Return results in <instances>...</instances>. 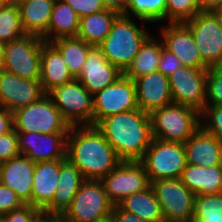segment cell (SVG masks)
I'll use <instances>...</instances> for the list:
<instances>
[{
    "label": "cell",
    "instance_id": "cell-1",
    "mask_svg": "<svg viewBox=\"0 0 222 222\" xmlns=\"http://www.w3.org/2000/svg\"><path fill=\"white\" fill-rule=\"evenodd\" d=\"M66 158L85 180H101L122 161L96 126H71Z\"/></svg>",
    "mask_w": 222,
    "mask_h": 222
},
{
    "label": "cell",
    "instance_id": "cell-2",
    "mask_svg": "<svg viewBox=\"0 0 222 222\" xmlns=\"http://www.w3.org/2000/svg\"><path fill=\"white\" fill-rule=\"evenodd\" d=\"M96 127L122 161H140L153 139L150 114L139 108L108 116Z\"/></svg>",
    "mask_w": 222,
    "mask_h": 222
},
{
    "label": "cell",
    "instance_id": "cell-3",
    "mask_svg": "<svg viewBox=\"0 0 222 222\" xmlns=\"http://www.w3.org/2000/svg\"><path fill=\"white\" fill-rule=\"evenodd\" d=\"M135 20L120 14L113 22L109 34L98 45L106 59L123 73L151 35L145 29V21L139 27Z\"/></svg>",
    "mask_w": 222,
    "mask_h": 222
},
{
    "label": "cell",
    "instance_id": "cell-4",
    "mask_svg": "<svg viewBox=\"0 0 222 222\" xmlns=\"http://www.w3.org/2000/svg\"><path fill=\"white\" fill-rule=\"evenodd\" d=\"M152 137L185 143L201 126L200 113L190 107L171 103L151 114Z\"/></svg>",
    "mask_w": 222,
    "mask_h": 222
},
{
    "label": "cell",
    "instance_id": "cell-5",
    "mask_svg": "<svg viewBox=\"0 0 222 222\" xmlns=\"http://www.w3.org/2000/svg\"><path fill=\"white\" fill-rule=\"evenodd\" d=\"M13 116L16 132L69 133L71 128L47 94L14 111Z\"/></svg>",
    "mask_w": 222,
    "mask_h": 222
},
{
    "label": "cell",
    "instance_id": "cell-6",
    "mask_svg": "<svg viewBox=\"0 0 222 222\" xmlns=\"http://www.w3.org/2000/svg\"><path fill=\"white\" fill-rule=\"evenodd\" d=\"M47 95L70 126H93V95L79 80L57 86Z\"/></svg>",
    "mask_w": 222,
    "mask_h": 222
},
{
    "label": "cell",
    "instance_id": "cell-7",
    "mask_svg": "<svg viewBox=\"0 0 222 222\" xmlns=\"http://www.w3.org/2000/svg\"><path fill=\"white\" fill-rule=\"evenodd\" d=\"M140 161L150 182L159 179L180 178L187 165L184 143L153 138Z\"/></svg>",
    "mask_w": 222,
    "mask_h": 222
},
{
    "label": "cell",
    "instance_id": "cell-8",
    "mask_svg": "<svg viewBox=\"0 0 222 222\" xmlns=\"http://www.w3.org/2000/svg\"><path fill=\"white\" fill-rule=\"evenodd\" d=\"M165 222H193L195 194L180 178L159 179L151 182Z\"/></svg>",
    "mask_w": 222,
    "mask_h": 222
},
{
    "label": "cell",
    "instance_id": "cell-9",
    "mask_svg": "<svg viewBox=\"0 0 222 222\" xmlns=\"http://www.w3.org/2000/svg\"><path fill=\"white\" fill-rule=\"evenodd\" d=\"M110 202L101 180H85L63 214L68 222H95L111 215Z\"/></svg>",
    "mask_w": 222,
    "mask_h": 222
},
{
    "label": "cell",
    "instance_id": "cell-10",
    "mask_svg": "<svg viewBox=\"0 0 222 222\" xmlns=\"http://www.w3.org/2000/svg\"><path fill=\"white\" fill-rule=\"evenodd\" d=\"M45 41L34 35L5 44L3 69L21 78L40 80L41 49Z\"/></svg>",
    "mask_w": 222,
    "mask_h": 222
},
{
    "label": "cell",
    "instance_id": "cell-11",
    "mask_svg": "<svg viewBox=\"0 0 222 222\" xmlns=\"http://www.w3.org/2000/svg\"><path fill=\"white\" fill-rule=\"evenodd\" d=\"M113 206L126 197L142 192L151 182L141 161H121L119 165L101 179Z\"/></svg>",
    "mask_w": 222,
    "mask_h": 222
},
{
    "label": "cell",
    "instance_id": "cell-12",
    "mask_svg": "<svg viewBox=\"0 0 222 222\" xmlns=\"http://www.w3.org/2000/svg\"><path fill=\"white\" fill-rule=\"evenodd\" d=\"M191 31L203 63L215 67L222 58V26L214 11H200L184 22Z\"/></svg>",
    "mask_w": 222,
    "mask_h": 222
},
{
    "label": "cell",
    "instance_id": "cell-13",
    "mask_svg": "<svg viewBox=\"0 0 222 222\" xmlns=\"http://www.w3.org/2000/svg\"><path fill=\"white\" fill-rule=\"evenodd\" d=\"M93 126L108 116L138 109L134 80L121 75L114 83L93 95Z\"/></svg>",
    "mask_w": 222,
    "mask_h": 222
},
{
    "label": "cell",
    "instance_id": "cell-14",
    "mask_svg": "<svg viewBox=\"0 0 222 222\" xmlns=\"http://www.w3.org/2000/svg\"><path fill=\"white\" fill-rule=\"evenodd\" d=\"M208 68L182 66L168 76L173 103L190 106L201 113L206 107Z\"/></svg>",
    "mask_w": 222,
    "mask_h": 222
},
{
    "label": "cell",
    "instance_id": "cell-15",
    "mask_svg": "<svg viewBox=\"0 0 222 222\" xmlns=\"http://www.w3.org/2000/svg\"><path fill=\"white\" fill-rule=\"evenodd\" d=\"M67 135L17 132L20 154L35 163L66 159Z\"/></svg>",
    "mask_w": 222,
    "mask_h": 222
},
{
    "label": "cell",
    "instance_id": "cell-16",
    "mask_svg": "<svg viewBox=\"0 0 222 222\" xmlns=\"http://www.w3.org/2000/svg\"><path fill=\"white\" fill-rule=\"evenodd\" d=\"M44 95L39 80L24 79L4 69L0 71V107L14 112Z\"/></svg>",
    "mask_w": 222,
    "mask_h": 222
},
{
    "label": "cell",
    "instance_id": "cell-17",
    "mask_svg": "<svg viewBox=\"0 0 222 222\" xmlns=\"http://www.w3.org/2000/svg\"><path fill=\"white\" fill-rule=\"evenodd\" d=\"M158 38L170 53L180 58L182 66L208 68L202 61L190 28L184 23H168L161 27Z\"/></svg>",
    "mask_w": 222,
    "mask_h": 222
},
{
    "label": "cell",
    "instance_id": "cell-18",
    "mask_svg": "<svg viewBox=\"0 0 222 222\" xmlns=\"http://www.w3.org/2000/svg\"><path fill=\"white\" fill-rule=\"evenodd\" d=\"M121 75L123 72L106 59L102 50L98 46H93L75 79L79 80L88 92L95 95L114 83Z\"/></svg>",
    "mask_w": 222,
    "mask_h": 222
},
{
    "label": "cell",
    "instance_id": "cell-19",
    "mask_svg": "<svg viewBox=\"0 0 222 222\" xmlns=\"http://www.w3.org/2000/svg\"><path fill=\"white\" fill-rule=\"evenodd\" d=\"M137 105L143 112L154 110L173 103L168 77L156 71L134 79Z\"/></svg>",
    "mask_w": 222,
    "mask_h": 222
},
{
    "label": "cell",
    "instance_id": "cell-20",
    "mask_svg": "<svg viewBox=\"0 0 222 222\" xmlns=\"http://www.w3.org/2000/svg\"><path fill=\"white\" fill-rule=\"evenodd\" d=\"M35 162L19 155L0 163V183L12 189L24 204L31 202Z\"/></svg>",
    "mask_w": 222,
    "mask_h": 222
},
{
    "label": "cell",
    "instance_id": "cell-21",
    "mask_svg": "<svg viewBox=\"0 0 222 222\" xmlns=\"http://www.w3.org/2000/svg\"><path fill=\"white\" fill-rule=\"evenodd\" d=\"M187 164L222 165V142L200 126L184 143Z\"/></svg>",
    "mask_w": 222,
    "mask_h": 222
},
{
    "label": "cell",
    "instance_id": "cell-22",
    "mask_svg": "<svg viewBox=\"0 0 222 222\" xmlns=\"http://www.w3.org/2000/svg\"><path fill=\"white\" fill-rule=\"evenodd\" d=\"M60 160L36 162L29 205L45 210L53 201L59 180Z\"/></svg>",
    "mask_w": 222,
    "mask_h": 222
},
{
    "label": "cell",
    "instance_id": "cell-23",
    "mask_svg": "<svg viewBox=\"0 0 222 222\" xmlns=\"http://www.w3.org/2000/svg\"><path fill=\"white\" fill-rule=\"evenodd\" d=\"M85 181L80 170L67 158L60 160V172L57 189L52 203L44 210L49 213L64 214L73 198Z\"/></svg>",
    "mask_w": 222,
    "mask_h": 222
},
{
    "label": "cell",
    "instance_id": "cell-24",
    "mask_svg": "<svg viewBox=\"0 0 222 222\" xmlns=\"http://www.w3.org/2000/svg\"><path fill=\"white\" fill-rule=\"evenodd\" d=\"M74 79L59 50L51 42H44L41 49L39 80L44 93L47 94L53 88Z\"/></svg>",
    "mask_w": 222,
    "mask_h": 222
},
{
    "label": "cell",
    "instance_id": "cell-25",
    "mask_svg": "<svg viewBox=\"0 0 222 222\" xmlns=\"http://www.w3.org/2000/svg\"><path fill=\"white\" fill-rule=\"evenodd\" d=\"M56 0H22L17 3L23 29L48 42V24Z\"/></svg>",
    "mask_w": 222,
    "mask_h": 222
},
{
    "label": "cell",
    "instance_id": "cell-26",
    "mask_svg": "<svg viewBox=\"0 0 222 222\" xmlns=\"http://www.w3.org/2000/svg\"><path fill=\"white\" fill-rule=\"evenodd\" d=\"M181 182L196 196L222 193V165L202 167L187 164Z\"/></svg>",
    "mask_w": 222,
    "mask_h": 222
},
{
    "label": "cell",
    "instance_id": "cell-27",
    "mask_svg": "<svg viewBox=\"0 0 222 222\" xmlns=\"http://www.w3.org/2000/svg\"><path fill=\"white\" fill-rule=\"evenodd\" d=\"M119 15V12L107 8L81 17L76 37L88 44L98 46L109 34L113 22Z\"/></svg>",
    "mask_w": 222,
    "mask_h": 222
},
{
    "label": "cell",
    "instance_id": "cell-28",
    "mask_svg": "<svg viewBox=\"0 0 222 222\" xmlns=\"http://www.w3.org/2000/svg\"><path fill=\"white\" fill-rule=\"evenodd\" d=\"M117 206L145 222H165L160 203L151 186L142 192L126 197Z\"/></svg>",
    "mask_w": 222,
    "mask_h": 222
},
{
    "label": "cell",
    "instance_id": "cell-29",
    "mask_svg": "<svg viewBox=\"0 0 222 222\" xmlns=\"http://www.w3.org/2000/svg\"><path fill=\"white\" fill-rule=\"evenodd\" d=\"M163 42L156 36L150 35L142 44L140 51L133 59L132 64L123 73L126 77L132 80L158 71Z\"/></svg>",
    "mask_w": 222,
    "mask_h": 222
},
{
    "label": "cell",
    "instance_id": "cell-30",
    "mask_svg": "<svg viewBox=\"0 0 222 222\" xmlns=\"http://www.w3.org/2000/svg\"><path fill=\"white\" fill-rule=\"evenodd\" d=\"M79 19L70 5L63 0H56L48 24V42L62 37H76Z\"/></svg>",
    "mask_w": 222,
    "mask_h": 222
},
{
    "label": "cell",
    "instance_id": "cell-31",
    "mask_svg": "<svg viewBox=\"0 0 222 222\" xmlns=\"http://www.w3.org/2000/svg\"><path fill=\"white\" fill-rule=\"evenodd\" d=\"M51 43L59 50L68 70L76 78L93 45L78 37H62L51 41Z\"/></svg>",
    "mask_w": 222,
    "mask_h": 222
},
{
    "label": "cell",
    "instance_id": "cell-32",
    "mask_svg": "<svg viewBox=\"0 0 222 222\" xmlns=\"http://www.w3.org/2000/svg\"><path fill=\"white\" fill-rule=\"evenodd\" d=\"M167 0H129L124 16H133L140 22L157 23L166 19Z\"/></svg>",
    "mask_w": 222,
    "mask_h": 222
},
{
    "label": "cell",
    "instance_id": "cell-33",
    "mask_svg": "<svg viewBox=\"0 0 222 222\" xmlns=\"http://www.w3.org/2000/svg\"><path fill=\"white\" fill-rule=\"evenodd\" d=\"M24 35L17 4L0 6V41L6 44Z\"/></svg>",
    "mask_w": 222,
    "mask_h": 222
},
{
    "label": "cell",
    "instance_id": "cell-34",
    "mask_svg": "<svg viewBox=\"0 0 222 222\" xmlns=\"http://www.w3.org/2000/svg\"><path fill=\"white\" fill-rule=\"evenodd\" d=\"M193 222H222V193L195 196Z\"/></svg>",
    "mask_w": 222,
    "mask_h": 222
},
{
    "label": "cell",
    "instance_id": "cell-35",
    "mask_svg": "<svg viewBox=\"0 0 222 222\" xmlns=\"http://www.w3.org/2000/svg\"><path fill=\"white\" fill-rule=\"evenodd\" d=\"M199 12L198 0H167L166 20L169 23L186 22Z\"/></svg>",
    "mask_w": 222,
    "mask_h": 222
},
{
    "label": "cell",
    "instance_id": "cell-36",
    "mask_svg": "<svg viewBox=\"0 0 222 222\" xmlns=\"http://www.w3.org/2000/svg\"><path fill=\"white\" fill-rule=\"evenodd\" d=\"M200 119L201 126L222 142V104L206 105Z\"/></svg>",
    "mask_w": 222,
    "mask_h": 222
},
{
    "label": "cell",
    "instance_id": "cell-37",
    "mask_svg": "<svg viewBox=\"0 0 222 222\" xmlns=\"http://www.w3.org/2000/svg\"><path fill=\"white\" fill-rule=\"evenodd\" d=\"M222 104V72L208 68L206 78V105Z\"/></svg>",
    "mask_w": 222,
    "mask_h": 222
},
{
    "label": "cell",
    "instance_id": "cell-38",
    "mask_svg": "<svg viewBox=\"0 0 222 222\" xmlns=\"http://www.w3.org/2000/svg\"><path fill=\"white\" fill-rule=\"evenodd\" d=\"M21 155L15 130L0 136V163Z\"/></svg>",
    "mask_w": 222,
    "mask_h": 222
},
{
    "label": "cell",
    "instance_id": "cell-39",
    "mask_svg": "<svg viewBox=\"0 0 222 222\" xmlns=\"http://www.w3.org/2000/svg\"><path fill=\"white\" fill-rule=\"evenodd\" d=\"M23 205L25 204L12 189L0 183V218Z\"/></svg>",
    "mask_w": 222,
    "mask_h": 222
},
{
    "label": "cell",
    "instance_id": "cell-40",
    "mask_svg": "<svg viewBox=\"0 0 222 222\" xmlns=\"http://www.w3.org/2000/svg\"><path fill=\"white\" fill-rule=\"evenodd\" d=\"M70 5L79 18L107 9L102 0H63Z\"/></svg>",
    "mask_w": 222,
    "mask_h": 222
},
{
    "label": "cell",
    "instance_id": "cell-41",
    "mask_svg": "<svg viewBox=\"0 0 222 222\" xmlns=\"http://www.w3.org/2000/svg\"><path fill=\"white\" fill-rule=\"evenodd\" d=\"M42 210L35 208L29 204H25L19 209L12 210L1 217L3 222H33L35 217Z\"/></svg>",
    "mask_w": 222,
    "mask_h": 222
},
{
    "label": "cell",
    "instance_id": "cell-42",
    "mask_svg": "<svg viewBox=\"0 0 222 222\" xmlns=\"http://www.w3.org/2000/svg\"><path fill=\"white\" fill-rule=\"evenodd\" d=\"M181 67L182 63L180 58L163 47L160 54L158 71L168 77Z\"/></svg>",
    "mask_w": 222,
    "mask_h": 222
},
{
    "label": "cell",
    "instance_id": "cell-43",
    "mask_svg": "<svg viewBox=\"0 0 222 222\" xmlns=\"http://www.w3.org/2000/svg\"><path fill=\"white\" fill-rule=\"evenodd\" d=\"M14 130L13 112L6 108L0 107V136Z\"/></svg>",
    "mask_w": 222,
    "mask_h": 222
},
{
    "label": "cell",
    "instance_id": "cell-44",
    "mask_svg": "<svg viewBox=\"0 0 222 222\" xmlns=\"http://www.w3.org/2000/svg\"><path fill=\"white\" fill-rule=\"evenodd\" d=\"M111 217L114 222H145L138 216L121 210L118 206H114L111 212Z\"/></svg>",
    "mask_w": 222,
    "mask_h": 222
},
{
    "label": "cell",
    "instance_id": "cell-45",
    "mask_svg": "<svg viewBox=\"0 0 222 222\" xmlns=\"http://www.w3.org/2000/svg\"><path fill=\"white\" fill-rule=\"evenodd\" d=\"M102 2L106 8L123 14L128 7L129 0H102Z\"/></svg>",
    "mask_w": 222,
    "mask_h": 222
},
{
    "label": "cell",
    "instance_id": "cell-46",
    "mask_svg": "<svg viewBox=\"0 0 222 222\" xmlns=\"http://www.w3.org/2000/svg\"><path fill=\"white\" fill-rule=\"evenodd\" d=\"M63 219L62 214L58 213H49L42 210L36 217L33 222H60Z\"/></svg>",
    "mask_w": 222,
    "mask_h": 222
},
{
    "label": "cell",
    "instance_id": "cell-47",
    "mask_svg": "<svg viewBox=\"0 0 222 222\" xmlns=\"http://www.w3.org/2000/svg\"><path fill=\"white\" fill-rule=\"evenodd\" d=\"M200 11H214L222 7V0H198Z\"/></svg>",
    "mask_w": 222,
    "mask_h": 222
},
{
    "label": "cell",
    "instance_id": "cell-48",
    "mask_svg": "<svg viewBox=\"0 0 222 222\" xmlns=\"http://www.w3.org/2000/svg\"><path fill=\"white\" fill-rule=\"evenodd\" d=\"M4 47L5 43L0 41V71L3 69L4 66Z\"/></svg>",
    "mask_w": 222,
    "mask_h": 222
},
{
    "label": "cell",
    "instance_id": "cell-49",
    "mask_svg": "<svg viewBox=\"0 0 222 222\" xmlns=\"http://www.w3.org/2000/svg\"><path fill=\"white\" fill-rule=\"evenodd\" d=\"M214 12L216 13V15H217V17L219 19V22H220V24L222 26V7L219 8V9L214 10Z\"/></svg>",
    "mask_w": 222,
    "mask_h": 222
},
{
    "label": "cell",
    "instance_id": "cell-50",
    "mask_svg": "<svg viewBox=\"0 0 222 222\" xmlns=\"http://www.w3.org/2000/svg\"><path fill=\"white\" fill-rule=\"evenodd\" d=\"M95 222H114L111 215L106 217V218H103V219H100V220H97Z\"/></svg>",
    "mask_w": 222,
    "mask_h": 222
},
{
    "label": "cell",
    "instance_id": "cell-51",
    "mask_svg": "<svg viewBox=\"0 0 222 222\" xmlns=\"http://www.w3.org/2000/svg\"><path fill=\"white\" fill-rule=\"evenodd\" d=\"M10 4H13L11 0H0V6H6Z\"/></svg>",
    "mask_w": 222,
    "mask_h": 222
},
{
    "label": "cell",
    "instance_id": "cell-52",
    "mask_svg": "<svg viewBox=\"0 0 222 222\" xmlns=\"http://www.w3.org/2000/svg\"><path fill=\"white\" fill-rule=\"evenodd\" d=\"M215 68H216L218 71L222 72V58H221L220 62L215 66Z\"/></svg>",
    "mask_w": 222,
    "mask_h": 222
},
{
    "label": "cell",
    "instance_id": "cell-53",
    "mask_svg": "<svg viewBox=\"0 0 222 222\" xmlns=\"http://www.w3.org/2000/svg\"><path fill=\"white\" fill-rule=\"evenodd\" d=\"M20 1H22V0H11V2H12L13 4H17V3L20 2Z\"/></svg>",
    "mask_w": 222,
    "mask_h": 222
},
{
    "label": "cell",
    "instance_id": "cell-54",
    "mask_svg": "<svg viewBox=\"0 0 222 222\" xmlns=\"http://www.w3.org/2000/svg\"><path fill=\"white\" fill-rule=\"evenodd\" d=\"M60 222H68V221H66V220L63 218Z\"/></svg>",
    "mask_w": 222,
    "mask_h": 222
}]
</instances>
